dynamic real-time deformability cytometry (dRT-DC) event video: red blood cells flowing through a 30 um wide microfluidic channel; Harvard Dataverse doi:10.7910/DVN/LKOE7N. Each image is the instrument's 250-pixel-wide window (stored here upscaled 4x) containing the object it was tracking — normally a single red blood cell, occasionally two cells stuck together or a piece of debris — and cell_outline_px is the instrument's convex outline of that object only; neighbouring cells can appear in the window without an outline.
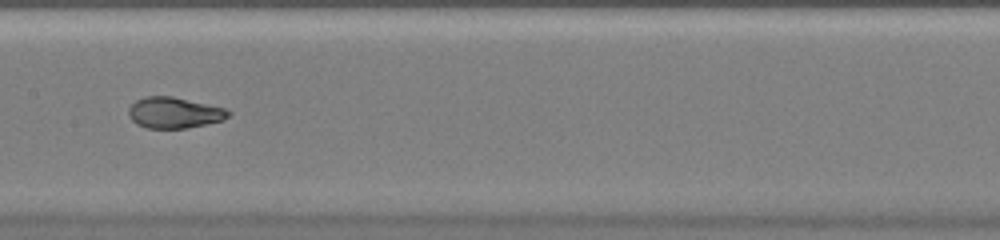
{"species": "common noctule bat (a hibernating species)", "species_latin": "Nyctalus noctula", "temperature_condition": "warm", "stored_images_in_passage": 46, "camera_frame_rate_fps": 3000, "um_per_image_px": 0.085, "animal": {"sex": "female", "body_mass_g": 20.0, "forearm_length_mm": 54.0}, "frame": {"image": 1, "passage_image": 24, "time_ms": 7.667, "image_size_px": [1000, 240], "cell_outline_px": [[232, 112], [224, 120], [188, 128], [148, 128], [136, 124], [128, 116], [128, 108], [136, 100], [144, 96], [172, 96], [224, 108]], "centroid_in_image_um": [14.78, 9.58], "position_along_channel_um": 192.6, "area_um2": 18.03}}
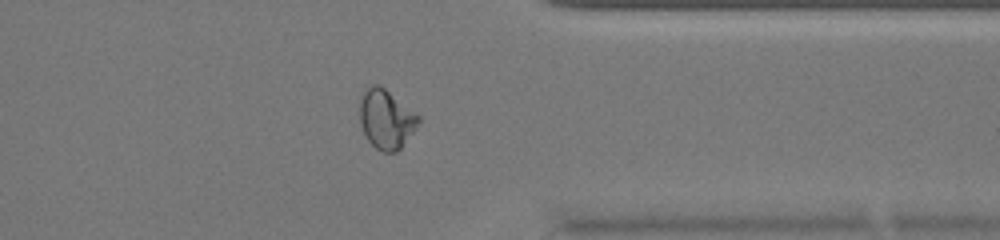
{"frame": {"image": 2, "passage_image": 37, "time_ms": 12.0, "image_size_px": [1000, 240], "cell_outline_px": [[420, 120], [416, 128], [400, 148], [396, 152], [384, 152], [376, 148], [368, 140], [360, 124], [360, 96], [364, 88], [372, 84], [380, 84], [420, 116]], "centroid_in_image_um": [32.8, 10.09], "position_along_channel_um": 378.6, "area_um2": 20.29}}
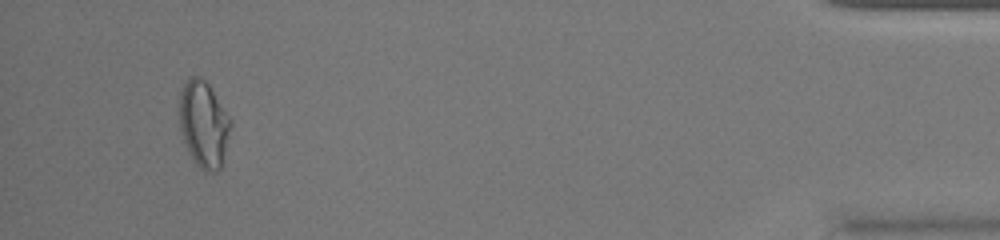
{"frame": {"image": 3, "passage_image": 44, "time_ms": 14.333, "image_size_px": [1000, 240], "cell_outline_px": [[232, 124], [220, 168], [216, 172], [204, 172], [196, 164], [184, 140], [180, 128], [180, 92], [184, 84], [192, 76], [200, 76], [208, 84], [232, 120]], "centroid_in_image_um": [17.33, 10.55], "position_along_channel_um": 417.9, "area_um2": 25.37}}